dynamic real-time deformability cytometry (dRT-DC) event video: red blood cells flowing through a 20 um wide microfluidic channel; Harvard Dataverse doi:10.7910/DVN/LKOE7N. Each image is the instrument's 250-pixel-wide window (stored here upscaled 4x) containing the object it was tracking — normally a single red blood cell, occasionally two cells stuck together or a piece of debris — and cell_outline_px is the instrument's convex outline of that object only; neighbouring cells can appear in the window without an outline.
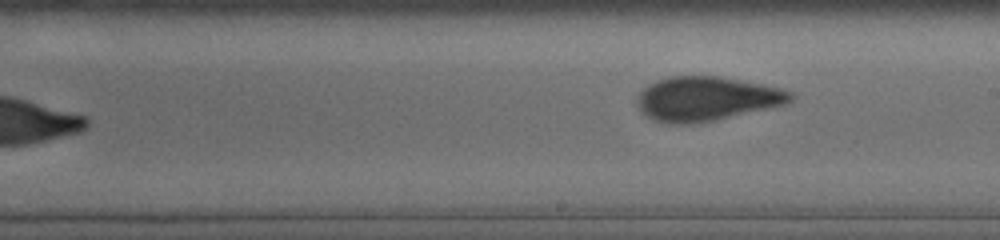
{"species": "human", "species_latin": "Homo sapiens", "temperature_condition": "cold", "stored_images_in_passage": 33, "segment_of_instrument_passage": [2, 2], "camera_frame_rate_fps": 3000, "um_per_image_px": 0.085, "donor": {"sex": "male"}, "frame": {"image": 1, "passage_image": 33, "time_ms": 12.333, "image_size_px": [1000, 240], "cell_outline_px": [[796, 96], [788, 104], [716, 120], [688, 124], [672, 124], [652, 120], [636, 104], [636, 100], [640, 92], [648, 84], [656, 80], [672, 76], [716, 76], [760, 84], [780, 88], [792, 92]], "centroid_in_image_um": [60.06, 8.4], "position_along_channel_um": 228.9, "area_um2": 39.48}}